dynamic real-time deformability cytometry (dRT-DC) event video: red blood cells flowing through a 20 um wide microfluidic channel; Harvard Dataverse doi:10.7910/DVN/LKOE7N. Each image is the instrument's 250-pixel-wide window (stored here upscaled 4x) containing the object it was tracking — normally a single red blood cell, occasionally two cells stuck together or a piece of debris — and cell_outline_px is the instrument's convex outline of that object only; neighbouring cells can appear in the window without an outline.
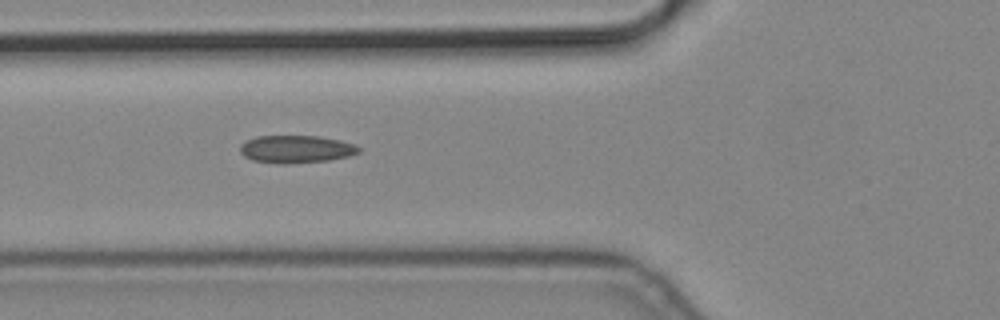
{"species": "common noctule bat (a hibernating species)", "species_latin": "Nyctalus noctula", "temperature_condition": "cold", "stored_images_in_passage": 6, "camera_frame_rate_fps": 3000, "um_per_image_px": 0.085, "animal": {"sex": "male", "body_mass_g": 19.2, "forearm_length_mm": 51.8}, "frame": {"image": 1, "passage_image": 5, "time_ms": 1.333, "image_size_px": [1000, 320], "cell_outline_px": [[360, 152], [352, 156], [328, 160], [284, 164], [280, 164], [252, 160], [244, 156], [240, 152], [240, 144], [244, 140], [256, 136], [320, 136], [340, 140], [356, 144], [360, 148]], "centroid_in_image_um": [25.17, 12.67], "position_along_channel_um": 100.6, "area_um2": 19.36}}
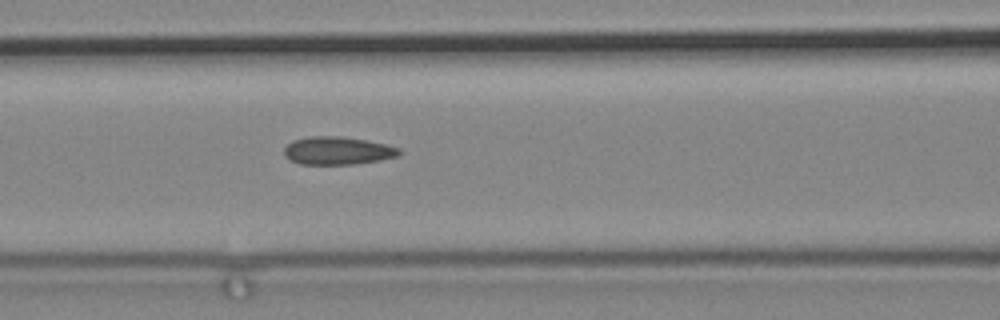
{"frame": {"image": 2, "passage_image": 6, "time_ms": 1.667, "image_size_px": [1000, 320], "cell_outline_px": [[400, 152], [396, 156], [380, 160], [352, 164], [300, 164], [288, 160], [284, 156], [284, 148], [292, 140], [308, 136], [340, 136], [368, 140], [400, 148]], "centroid_in_image_um": [28.64, 12.8], "position_along_channel_um": 138.0, "area_um2": 18.79}}